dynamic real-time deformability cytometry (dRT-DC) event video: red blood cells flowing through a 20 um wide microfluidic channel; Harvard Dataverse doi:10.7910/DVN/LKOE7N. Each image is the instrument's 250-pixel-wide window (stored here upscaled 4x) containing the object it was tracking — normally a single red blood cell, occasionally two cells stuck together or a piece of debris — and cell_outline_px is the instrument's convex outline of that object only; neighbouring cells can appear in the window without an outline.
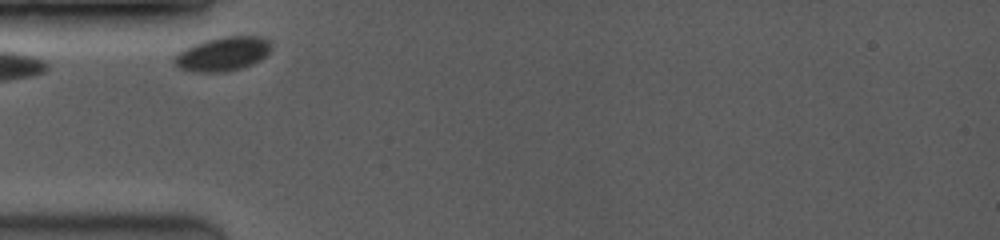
{"species": "common noctule bat (a hibernating species)", "species_latin": "Nyctalus noctula", "temperature_condition": "room temperature", "stored_images_in_passage": 36, "camera_frame_rate_fps": 3500, "um_per_image_px": 0.085, "animal": {"sex": "female", "body_mass_g": 19.0, "forearm_length_mm": 53.3}, "frame": {"image": 1, "passage_image": 2, "time_ms": 0.286, "image_size_px": [1000, 240], "cell_outline_px": [[272, 48], [260, 60], [252, 64], [240, 68], [224, 72], [192, 72], [180, 68], [176, 64], [176, 56], [180, 52], [196, 44], [208, 40], [224, 36], [260, 36], [268, 40], [272, 44]], "centroid_in_image_um": [19.0, 4.59], "position_along_channel_um": 66.0, "area_um2": 18.79}}
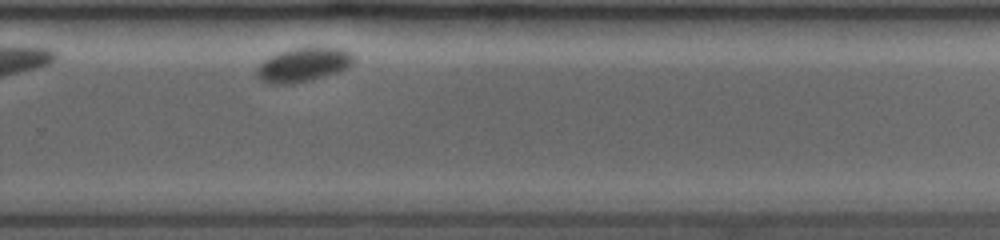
{"frame": {"image": 2, "passage_image": 26, "time_ms": 7.143, "image_size_px": [1000, 240], "cell_outline_px": [[352, 64], [336, 72], [312, 80], [292, 84], [268, 84], [260, 80], [256, 76], [256, 68], [264, 60], [280, 52], [292, 48], [348, 48], [352, 52]], "centroid_in_image_um": [25.75, 5.52], "position_along_channel_um": 304.1, "area_um2": 19.07}}
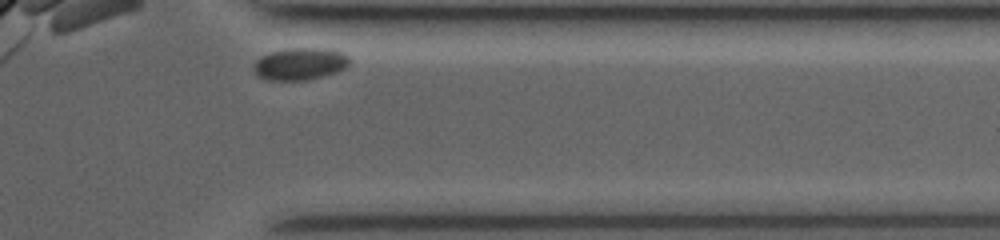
{"frame": {"image": 3, "passage_image": 34, "time_ms": 9.429, "image_size_px": [1000, 240], "cell_outline_px": [[352, 60], [344, 68], [336, 72], [308, 80], [268, 80], [256, 76], [252, 68], [256, 60], [260, 56], [272, 52], [288, 48], [332, 48], [348, 56]], "centroid_in_image_um": [25.49, 5.42], "position_along_channel_um": 385.9, "area_um2": 18.15}, "authors_computed_cell_mechanics": {"area_um2": 19.3341, "velocity_mm_per_s": 3.4815, "shape_relaxation_time_tau1_ms": 1.3627, "shape_relaxation_time_tau2_ms": null, "deformation_change_tau1": 0.0344, "deformation_change_tau2": null}}